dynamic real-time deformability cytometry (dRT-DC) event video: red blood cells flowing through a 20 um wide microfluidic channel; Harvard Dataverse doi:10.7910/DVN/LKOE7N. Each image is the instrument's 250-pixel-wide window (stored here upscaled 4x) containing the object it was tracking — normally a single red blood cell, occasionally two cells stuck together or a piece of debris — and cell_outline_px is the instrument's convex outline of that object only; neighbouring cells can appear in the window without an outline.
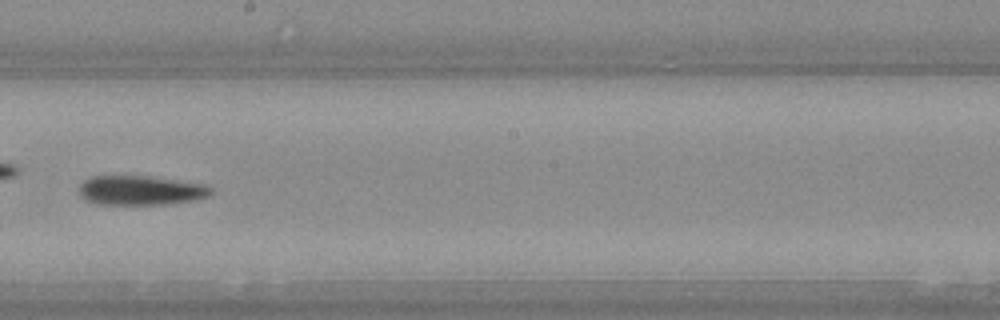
{"species": "Egyptian fruit bat (a non-hibernating species)", "species_latin": "Rousettus aegyptiacus", "temperature_condition": "warm", "stored_images_in_passage": 39, "camera_frame_rate_fps": 3000, "um_per_image_px": 0.085, "animal": {"sex": "female"}, "frame": {"image": 1, "passage_image": 23, "time_ms": 7.333, "image_size_px": [1000, 320], "cell_outline_px": [[212, 192], [208, 196], [196, 200], [172, 204], [96, 204], [80, 196], [80, 184], [84, 180], [92, 176], [148, 176], [204, 184], [212, 188]], "centroid_in_image_um": [11.97, 16.18], "position_along_channel_um": 236.2, "area_um2": 22.6}}
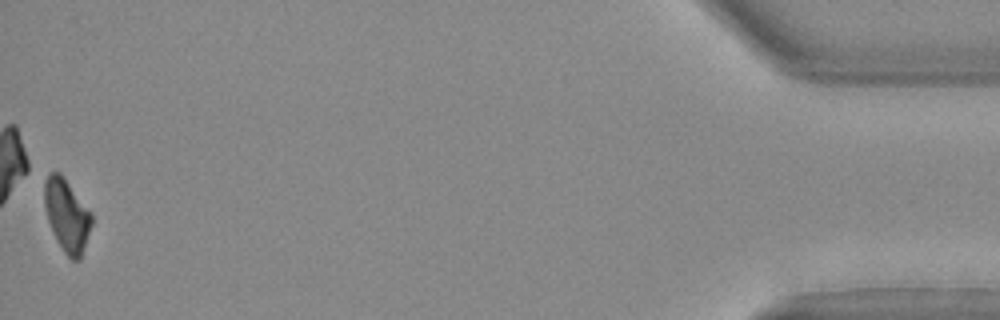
{"frame": {"image": 2, "passage_image": 39, "time_ms": 12.667, "image_size_px": [1000, 320], "cell_outline_px": [[92, 224], [80, 260], [72, 260], [64, 252], [56, 240], [48, 220], [44, 208], [44, 176], [52, 172], [60, 172], [92, 212]], "centroid_in_image_um": [5.67, 18.28], "position_along_channel_um": 429.5, "area_um2": 20.11}}